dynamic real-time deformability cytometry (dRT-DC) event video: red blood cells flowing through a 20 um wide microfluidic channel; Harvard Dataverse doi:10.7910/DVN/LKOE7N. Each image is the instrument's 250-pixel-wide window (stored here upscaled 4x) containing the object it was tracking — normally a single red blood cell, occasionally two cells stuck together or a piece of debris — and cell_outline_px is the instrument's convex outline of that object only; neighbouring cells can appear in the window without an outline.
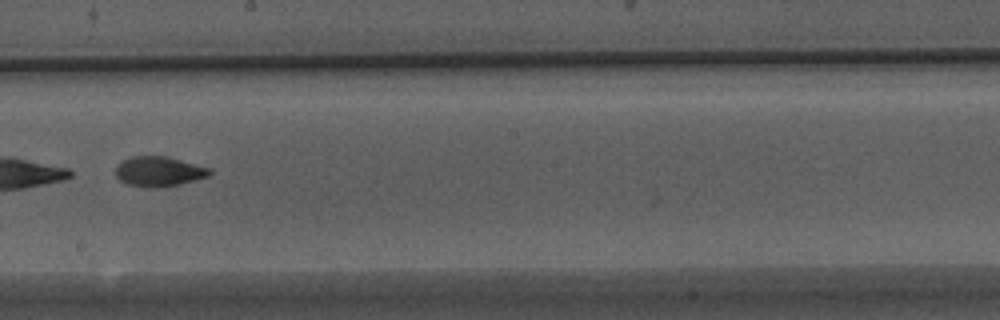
{"species": "Egyptian fruit bat (a non-hibernating species)", "species_latin": "Rousettus aegyptiacus", "temperature_condition": "warm", "stored_images_in_passage": 52, "segment_of_instrument_passage": [2, 2], "camera_frame_rate_fps": 3000, "um_per_image_px": 0.085, "animal": {"sex": "male"}, "frame": {"image": 1, "passage_image": 30, "time_ms": 9.667, "image_size_px": [1000, 320], "cell_outline_px": [[212, 172], [208, 176], [196, 180], [180, 184], [160, 188], [148, 188], [124, 184], [116, 176], [116, 164], [120, 160], [132, 156], [168, 156], [208, 168]], "centroid_in_image_um": [13.44, 14.58], "position_along_channel_um": 234.8, "area_um2": 16.65}}
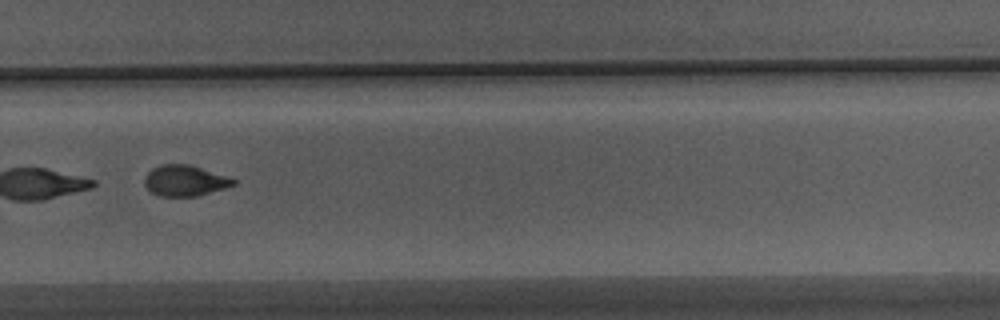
{"frame": {"image": 2, "passage_image": 36, "time_ms": 11.667, "image_size_px": [1000, 320], "cell_outline_px": [[236, 184], [224, 188], [196, 196], [160, 196], [152, 192], [144, 184], [144, 176], [152, 168], [164, 164], [188, 164], [236, 180]], "centroid_in_image_um": [15.67, 15.36], "position_along_channel_um": 314.1, "area_um2": 15.61}}